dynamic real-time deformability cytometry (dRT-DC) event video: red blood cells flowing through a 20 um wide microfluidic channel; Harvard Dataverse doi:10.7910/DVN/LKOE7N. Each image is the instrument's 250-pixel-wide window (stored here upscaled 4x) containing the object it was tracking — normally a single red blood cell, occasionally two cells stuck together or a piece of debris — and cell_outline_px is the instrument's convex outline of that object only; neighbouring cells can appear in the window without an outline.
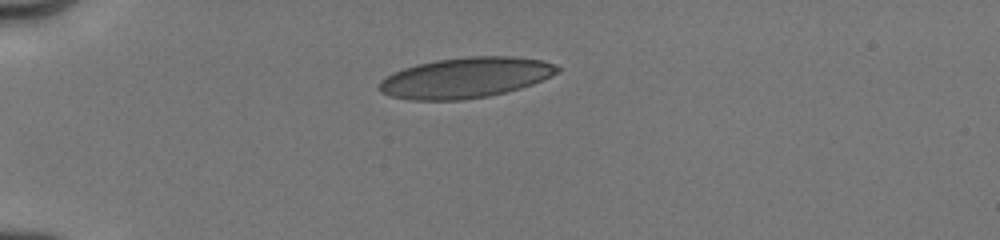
{"species": "human", "species_latin": "Homo sapiens", "temperature_condition": "cold", "stored_images_in_passage": 16, "camera_frame_rate_fps": 3000, "um_per_image_px": 0.085, "donor": {"sex": "male"}, "frame": {"image": 1, "passage_image": 1, "time_ms": 0.0, "image_size_px": [1000, 240], "cell_outline_px": [[560, 72], [532, 84], [520, 88], [488, 96], [460, 100], [412, 100], [388, 96], [380, 92], [380, 80], [392, 72], [416, 64], [436, 60], [468, 56], [512, 56], [544, 60], [560, 68]], "centroid_in_image_um": [39.55, 6.6], "position_along_channel_um": 45.4, "area_um2": 42.08}}
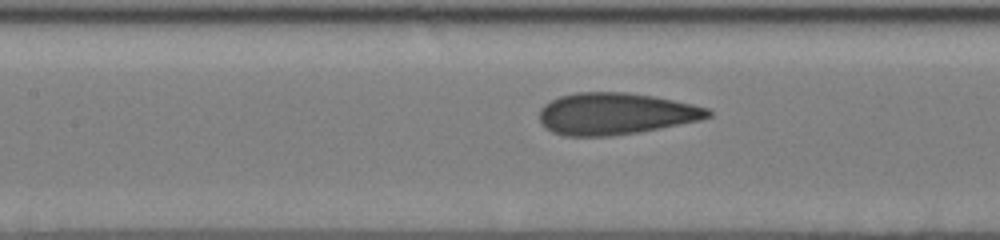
{"frame": {"image": 2, "passage_image": 10, "time_ms": 3.667, "image_size_px": [1000, 240], "cell_outline_px": [[712, 116], [700, 120], [640, 132], [612, 136], [564, 136], [552, 132], [544, 128], [540, 124], [540, 108], [544, 104], [560, 96], [576, 92], [628, 92], [652, 96], [692, 104], [708, 108], [712, 112]], "centroid_in_image_um": [52.29, 9.67], "position_along_channel_um": 155.1, "area_um2": 41.21}}
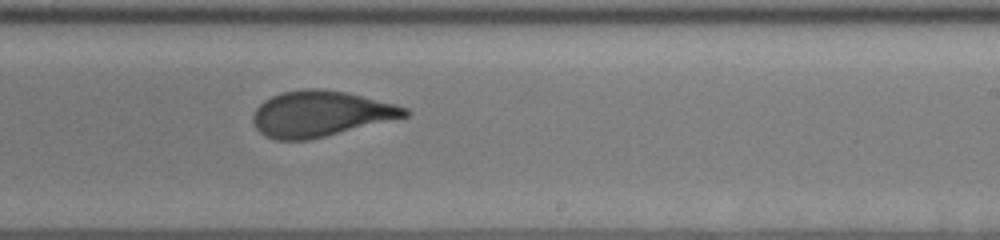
{"frame": {"image": 3, "passage_image": 16, "time_ms": 6.333, "image_size_px": [1000, 240], "cell_outline_px": [[412, 112], [408, 116], [308, 140], [276, 140], [264, 136], [256, 128], [252, 120], [252, 116], [256, 108], [264, 100], [280, 92], [308, 88], [320, 88], [348, 92], [396, 104], [408, 108]], "centroid_in_image_um": [27.24, 9.66], "position_along_channel_um": 261.8, "area_um2": 40.58}}